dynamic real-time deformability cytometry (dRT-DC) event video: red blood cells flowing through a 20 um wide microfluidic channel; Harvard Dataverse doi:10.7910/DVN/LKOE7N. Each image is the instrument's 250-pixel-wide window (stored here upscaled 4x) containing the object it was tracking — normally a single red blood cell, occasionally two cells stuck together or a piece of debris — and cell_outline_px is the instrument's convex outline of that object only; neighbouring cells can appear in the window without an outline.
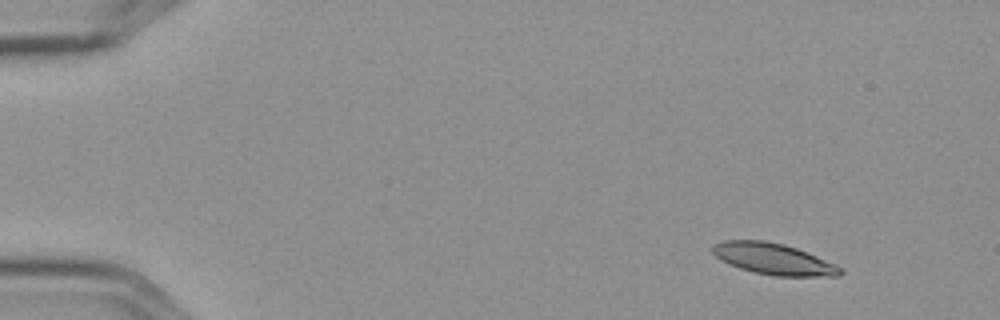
{"species": "Egyptian fruit bat (a non-hibernating species)", "species_latin": "Rousettus aegyptiacus", "temperature_condition": "cold", "stored_images_in_passage": 5, "camera_frame_rate_fps": 3000, "um_per_image_px": 0.085, "frame": {"image": 1, "passage_image": 2, "time_ms": 0.333, "image_size_px": [1000, 320], "cell_outline_px": [[844, 272], [840, 276], [776, 276], [752, 272], [728, 264], [720, 260], [712, 252], [712, 244], [724, 240], [764, 240], [784, 244], [796, 248], [836, 264]], "centroid_in_image_um": [65.72, 22.01], "position_along_channel_um": 19.3, "area_um2": 23.35}}
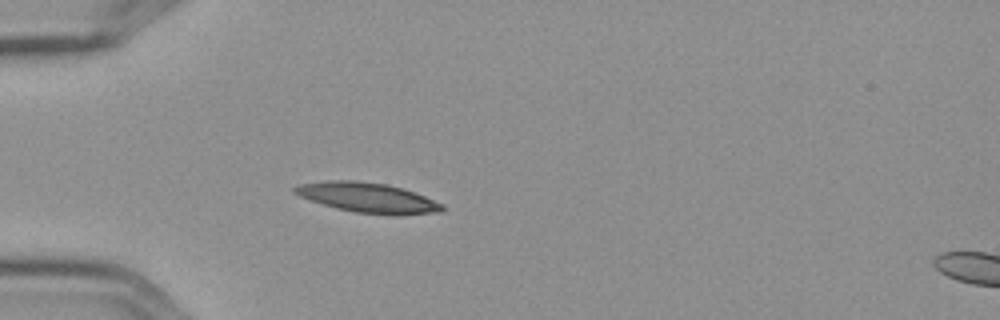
{"frame": {"image": 2, "passage_image": 5, "time_ms": 1.333, "image_size_px": [1000, 320], "cell_outline_px": [[444, 208], [440, 212], [396, 216], [356, 212], [336, 208], [300, 196], [292, 192], [292, 188], [300, 184], [328, 180], [356, 180], [384, 184], [400, 188], [424, 196], [444, 204]], "centroid_in_image_um": [31.26, 16.81], "position_along_channel_um": 53.7, "area_um2": 25.55}}